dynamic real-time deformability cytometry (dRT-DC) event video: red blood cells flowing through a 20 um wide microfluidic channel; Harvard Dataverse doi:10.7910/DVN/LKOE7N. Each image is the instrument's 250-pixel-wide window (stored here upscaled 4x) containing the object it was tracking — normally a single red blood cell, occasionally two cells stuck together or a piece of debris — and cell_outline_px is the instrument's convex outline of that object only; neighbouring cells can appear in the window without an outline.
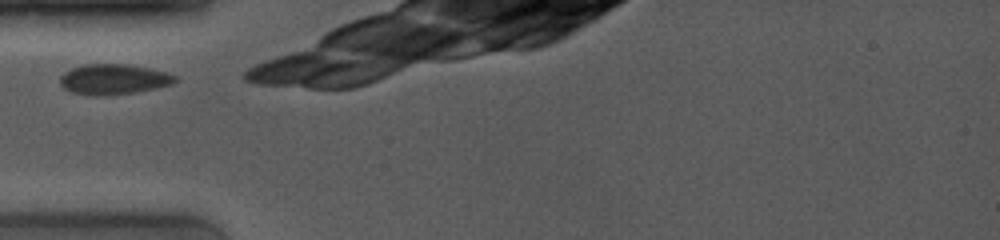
{"species": "common noctule bat (a hibernating species)", "species_latin": "Nyctalus noctula", "temperature_condition": "room temperature", "stored_images_in_passage": 13, "camera_frame_rate_fps": 4000, "um_per_image_px": 0.085, "animal": {"sex": "female", "body_mass_g": 19.0, "forearm_length_mm": 53.3}, "frame": {"image": 1, "passage_image": 1, "time_ms": 0.0, "image_size_px": [1000, 240], "cell_outline_px": [[176, 80], [172, 84], [156, 88], [136, 92], [104, 96], [92, 96], [72, 92], [64, 88], [60, 84], [60, 76], [64, 72], [72, 68], [84, 64], [128, 64], [148, 68], [164, 72], [176, 76]], "centroid_in_image_um": [9.62, 6.74], "position_along_channel_um": 75.4, "area_um2": 20.35}}
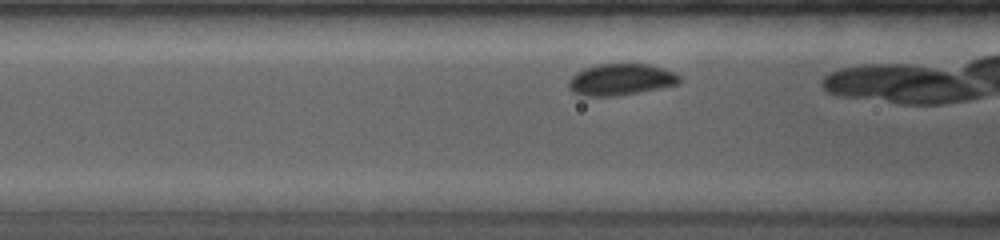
{"frame": {"image": 2, "passage_image": 4, "time_ms": 1.0, "image_size_px": [1000, 240], "cell_outline_px": [[680, 84], [660, 88], [616, 96], [584, 96], [572, 92], [568, 84], [568, 80], [576, 72], [584, 68], [600, 64], [648, 64], [664, 68], [680, 76]], "centroid_in_image_um": [52.76, 6.76], "position_along_channel_um": 113.8, "area_um2": 20.35}}